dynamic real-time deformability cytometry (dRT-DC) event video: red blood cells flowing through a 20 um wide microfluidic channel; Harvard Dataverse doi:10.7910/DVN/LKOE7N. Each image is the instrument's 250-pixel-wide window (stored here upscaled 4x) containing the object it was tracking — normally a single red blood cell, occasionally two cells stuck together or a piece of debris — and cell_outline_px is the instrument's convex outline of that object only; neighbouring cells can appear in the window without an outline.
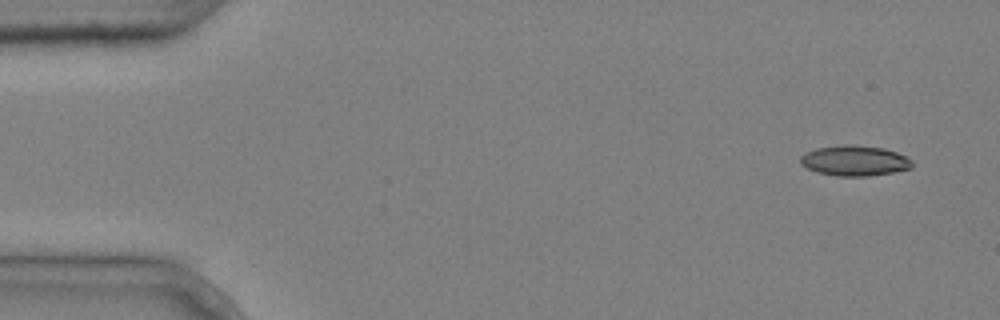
{"species": "common noctule bat (a hibernating species)", "species_latin": "Nyctalus noctula", "temperature_condition": "cold", "stored_images_in_passage": 4, "camera_frame_rate_fps": 3000, "um_per_image_px": 0.085, "animal": {"sex": "male", "body_mass_g": 20.4}, "frame": {"image": 1, "passage_image": 1, "time_ms": 0.0, "image_size_px": [1000, 320], "cell_outline_px": [[912, 168], [892, 172], [868, 176], [836, 176], [816, 172], [800, 164], [800, 156], [804, 152], [816, 148], [844, 144], [852, 144], [884, 148], [896, 152], [912, 160]], "centroid_in_image_um": [72.6, 13.65], "position_along_channel_um": 12.4, "area_um2": 19.88}}
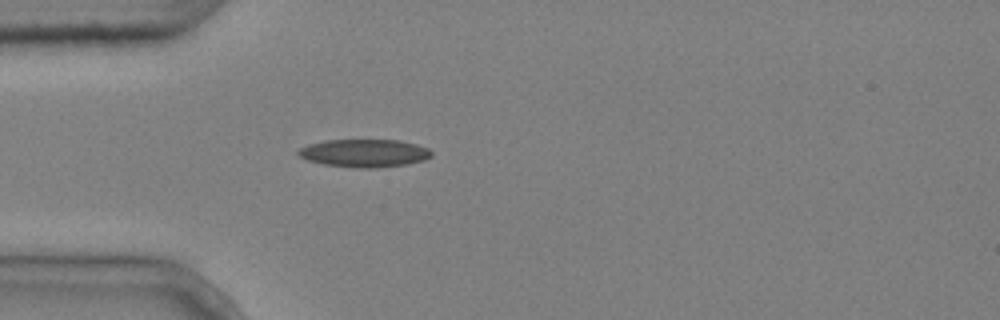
{"frame": {"image": 2, "passage_image": 4, "time_ms": 1.0, "image_size_px": [1000, 320], "cell_outline_px": [[432, 156], [424, 160], [408, 164], [376, 168], [356, 168], [324, 164], [308, 160], [300, 156], [296, 152], [300, 148], [308, 144], [324, 140], [400, 140], [416, 144], [428, 148], [432, 152]], "centroid_in_image_um": [30.98, 13.01], "position_along_channel_um": 54.0, "area_um2": 21.73}}